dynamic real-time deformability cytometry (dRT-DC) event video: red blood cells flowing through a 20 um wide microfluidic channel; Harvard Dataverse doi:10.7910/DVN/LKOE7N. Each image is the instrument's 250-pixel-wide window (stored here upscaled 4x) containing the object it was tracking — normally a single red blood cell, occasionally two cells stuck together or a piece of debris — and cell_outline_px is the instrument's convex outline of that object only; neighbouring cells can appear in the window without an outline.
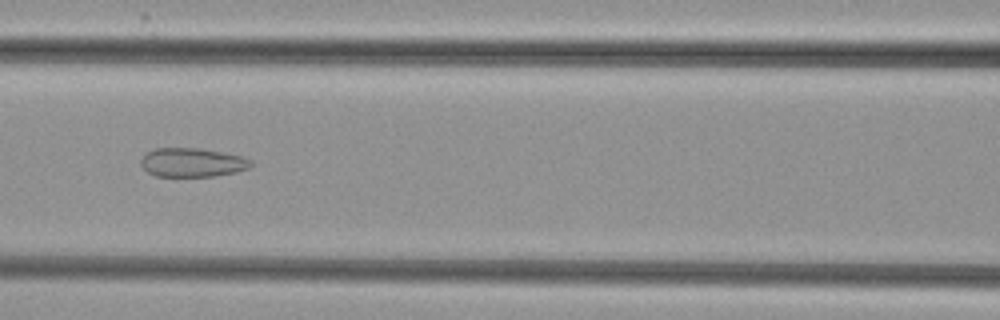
{"species": "common noctule bat (a hibernating species)", "species_latin": "Nyctalus noctula", "temperature_condition": "cold", "stored_images_in_passage": 37, "camera_frame_rate_fps": 3000, "um_per_image_px": 0.085, "animal": {"sex": "female", "body_mass_g": 29.2, "forearm_length_mm": 56.3}, "frame": {"image": 1, "passage_image": 14, "time_ms": 4.333, "image_size_px": [1000, 320], "cell_outline_px": [[256, 164], [248, 168], [236, 172], [216, 176], [156, 176], [148, 172], [140, 164], [140, 160], [148, 152], [156, 148], [200, 148], [240, 156], [252, 160]], "centroid_in_image_um": [16.37, 13.81], "position_along_channel_um": 150.2, "area_um2": 18.5}}
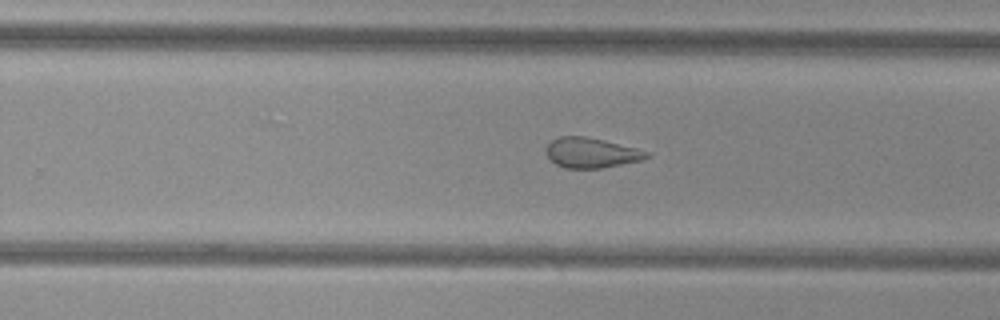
{"frame": {"image": 2, "passage_image": 24, "time_ms": 7.667, "image_size_px": [1000, 320], "cell_outline_px": [[652, 156], [644, 160], [600, 168], [564, 168], [556, 164], [544, 152], [548, 144], [552, 140], [560, 136], [584, 136], [604, 140], [652, 152]], "centroid_in_image_um": [50.3, 12.99], "position_along_channel_um": 279.5, "area_um2": 17.74}}
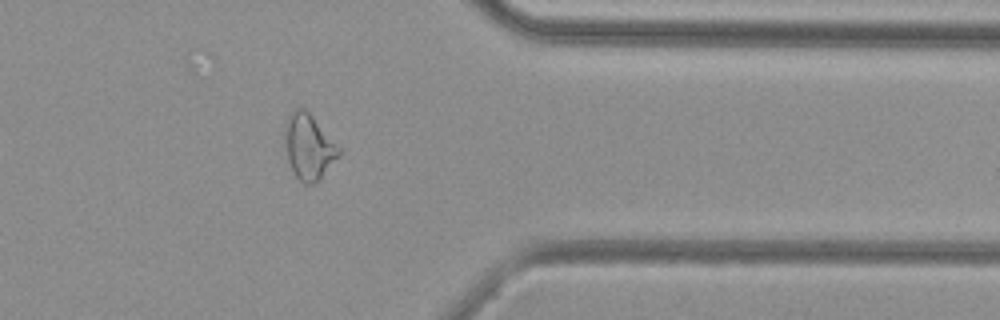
{"frame": {"image": 3, "passage_image": 33, "time_ms": 10.667, "image_size_px": [1000, 320], "cell_outline_px": [[340, 152], [320, 180], [316, 184], [304, 184], [296, 176], [288, 160], [284, 144], [284, 124], [292, 108], [304, 108], [312, 116], [340, 148]], "centroid_in_image_um": [26.19, 12.46], "position_along_channel_um": 385.2, "area_um2": 20.46}}